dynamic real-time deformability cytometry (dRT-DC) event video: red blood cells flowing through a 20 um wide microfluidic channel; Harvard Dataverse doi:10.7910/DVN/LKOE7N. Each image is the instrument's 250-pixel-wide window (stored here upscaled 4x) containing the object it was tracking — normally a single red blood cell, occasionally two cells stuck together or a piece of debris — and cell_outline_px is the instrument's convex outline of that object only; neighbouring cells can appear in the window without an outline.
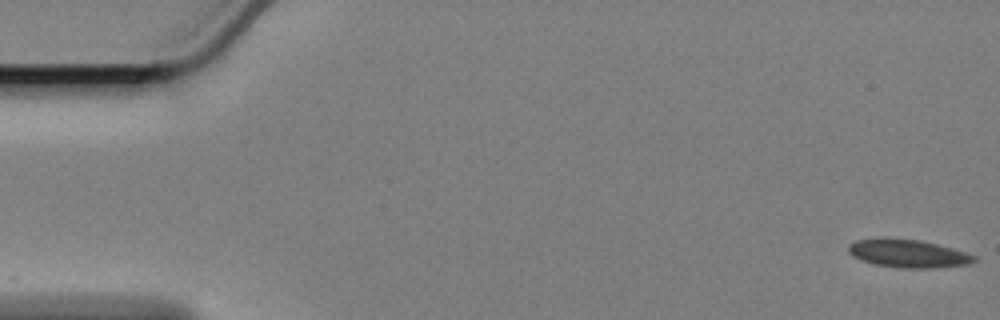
{"species": "Egyptian fruit bat (a non-hibernating species)", "species_latin": "Rousettus aegyptiacus", "temperature_condition": "cold", "stored_images_in_passage": 9, "camera_frame_rate_fps": 3000, "um_per_image_px": 0.085, "animal": {"sex": "female"}, "frame": {"image": 1, "passage_image": 1, "time_ms": 0.0, "image_size_px": [1000, 320], "cell_outline_px": [[976, 260], [972, 264], [936, 268], [900, 268], [876, 264], [860, 260], [852, 256], [848, 252], [848, 244], [856, 240], [876, 236], [888, 236], [920, 240], [952, 248], [976, 256]], "centroid_in_image_um": [77.13, 21.52], "position_along_channel_um": 7.9, "area_um2": 21.15}}